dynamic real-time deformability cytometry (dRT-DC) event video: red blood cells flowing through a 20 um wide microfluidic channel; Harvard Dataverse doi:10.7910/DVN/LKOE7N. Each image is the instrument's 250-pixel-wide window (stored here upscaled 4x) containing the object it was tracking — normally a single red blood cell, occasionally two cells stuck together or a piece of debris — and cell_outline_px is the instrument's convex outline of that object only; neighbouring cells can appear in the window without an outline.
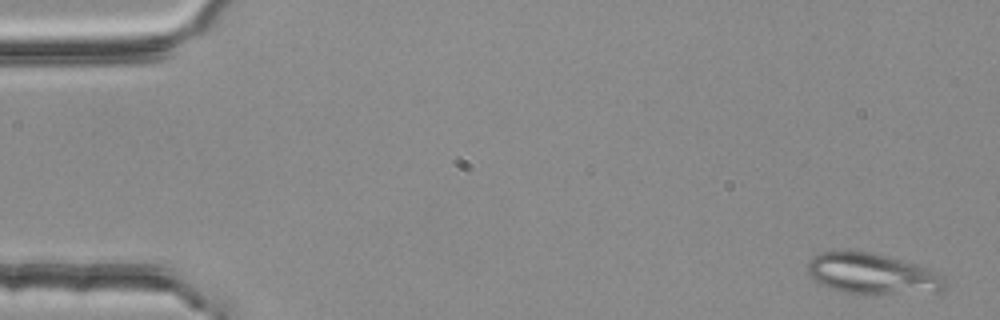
{"species": "common noctule bat (a hibernating species)", "species_latin": "Nyctalus noctula", "temperature_condition": "room temperature", "stored_images_in_passage": 3, "camera_frame_rate_fps": 3000, "um_per_image_px": 0.085, "animal": {"sex": "female", "body_mass_g": 25.1}, "frame": {"image": 1, "passage_image": 1, "time_ms": 0.0, "image_size_px": [1000, 320], "cell_outline_px": [[948, 288], [936, 292], [876, 296], [844, 292], [832, 288], [816, 280], [808, 272], [808, 264], [820, 252], [840, 248], [872, 252], [900, 260], [936, 272], [944, 276], [948, 284]], "centroid_in_image_um": [74.19, 23.29], "position_along_channel_um": 10.8, "area_um2": 33.29}}